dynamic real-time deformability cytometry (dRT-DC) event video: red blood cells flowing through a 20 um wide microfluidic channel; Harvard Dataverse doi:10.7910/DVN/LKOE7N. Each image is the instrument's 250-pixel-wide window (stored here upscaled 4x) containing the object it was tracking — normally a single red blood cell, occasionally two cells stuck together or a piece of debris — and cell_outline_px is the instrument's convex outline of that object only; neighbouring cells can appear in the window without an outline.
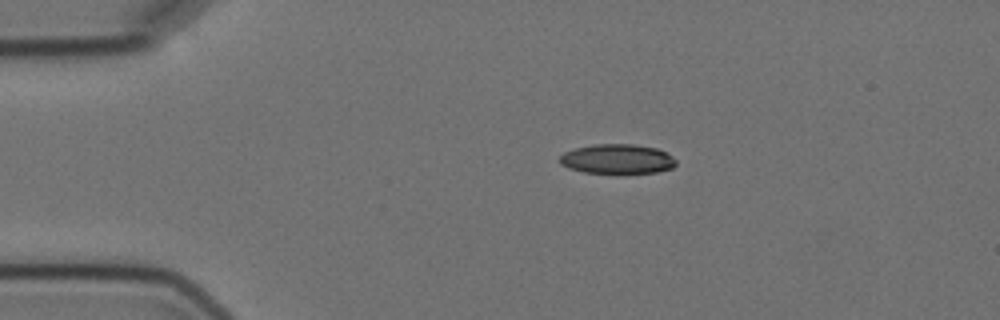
{"species": "Egyptian fruit bat (a non-hibernating species)", "species_latin": "Rousettus aegyptiacus", "temperature_condition": "cold", "stored_images_in_passage": 5, "camera_frame_rate_fps": 3000, "um_per_image_px": 0.085, "animal": {"sex": "female"}, "frame": {"image": 1, "passage_image": 1, "time_ms": 0.0, "image_size_px": [1000, 320], "cell_outline_px": [[676, 164], [672, 168], [656, 172], [616, 176], [584, 172], [568, 168], [560, 164], [556, 160], [564, 152], [576, 148], [596, 144], [632, 144], [656, 148], [672, 156], [676, 160]], "centroid_in_image_um": [52.44, 13.56], "position_along_channel_um": 32.6, "area_um2": 20.87}}
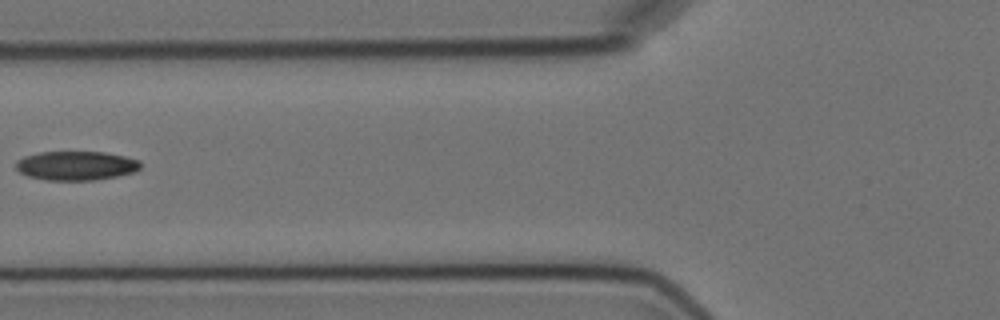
{"frame": {"image": 2, "passage_image": 4, "time_ms": 3.667, "image_size_px": [1000, 320], "cell_outline_px": [[140, 168], [136, 172], [96, 180], [48, 180], [28, 176], [20, 172], [16, 168], [16, 160], [24, 156], [40, 152], [104, 152], [124, 156], [140, 160]], "centroid_in_image_um": [6.48, 14.08], "position_along_channel_um": 119.3, "area_um2": 21.15}}
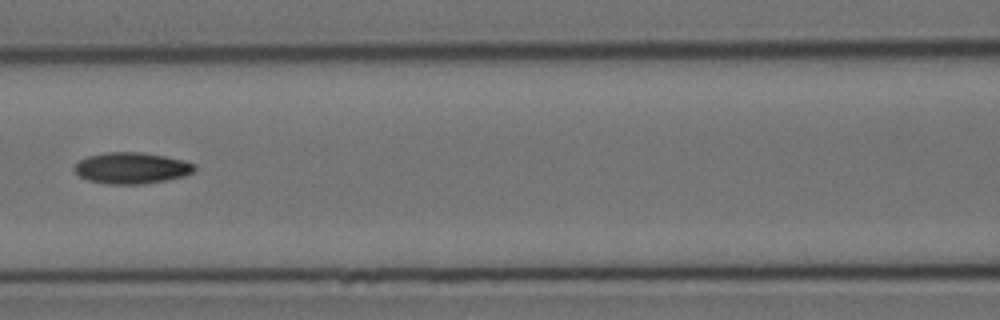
{"frame": {"image": 3, "passage_image": 5, "time_ms": 4.667, "image_size_px": [1000, 320], "cell_outline_px": [[196, 168], [192, 172], [184, 176], [144, 184], [108, 184], [88, 180], [80, 176], [76, 172], [76, 164], [80, 160], [88, 156], [104, 152], [140, 152], [164, 156], [184, 160], [196, 164]], "centroid_in_image_um": [11.21, 14.28], "position_along_channel_um": 155.4, "area_um2": 21.73}}